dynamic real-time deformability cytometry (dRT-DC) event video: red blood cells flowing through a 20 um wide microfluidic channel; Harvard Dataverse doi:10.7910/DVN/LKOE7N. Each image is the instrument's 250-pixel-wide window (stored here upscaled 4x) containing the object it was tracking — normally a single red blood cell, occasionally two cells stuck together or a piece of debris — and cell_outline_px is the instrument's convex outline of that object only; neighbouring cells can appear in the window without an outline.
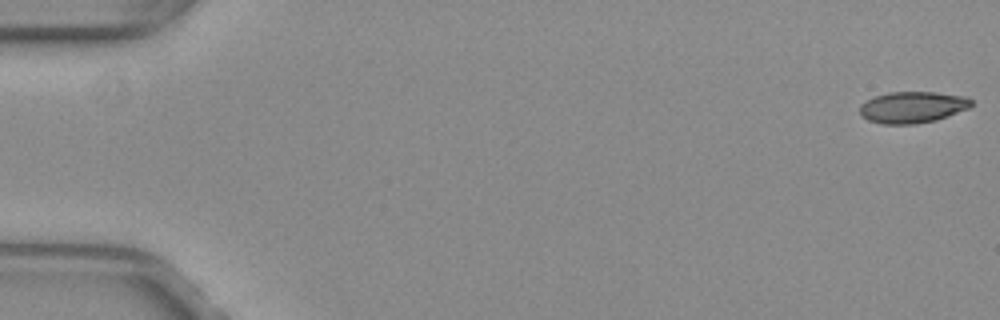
{"species": "common noctule bat (a hibernating species)", "species_latin": "Nyctalus noctula", "temperature_condition": "warm", "stored_images_in_passage": 16, "camera_frame_rate_fps": 3000, "um_per_image_px": 0.085, "animal": {"sex": "female", "body_mass_g": 29.2, "forearm_length_mm": 56.3}, "frame": {"image": 1, "passage_image": 1, "time_ms": 0.0, "image_size_px": [1000, 320], "cell_outline_px": [[972, 104], [968, 108], [948, 116], [936, 120], [912, 124], [884, 124], [868, 120], [860, 116], [860, 104], [864, 100], [872, 96], [888, 92], [936, 92], [968, 96], [972, 100]], "centroid_in_image_um": [77.53, 9.1], "position_along_channel_um": 7.5, "area_um2": 20.69}}
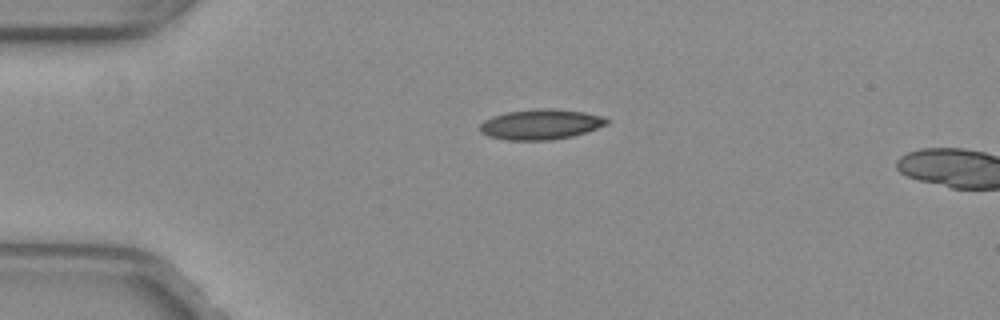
{"frame": {"image": 2, "passage_image": 13, "time_ms": 4.0, "image_size_px": [1000, 320], "cell_outline_px": [[608, 124], [572, 136], [552, 140], [508, 140], [488, 136], [480, 132], [480, 124], [484, 120], [492, 116], [508, 112], [544, 108], [552, 108], [584, 112], [608, 116]], "centroid_in_image_um": [45.98, 10.57], "position_along_channel_um": 39.0, "area_um2": 22.37}}